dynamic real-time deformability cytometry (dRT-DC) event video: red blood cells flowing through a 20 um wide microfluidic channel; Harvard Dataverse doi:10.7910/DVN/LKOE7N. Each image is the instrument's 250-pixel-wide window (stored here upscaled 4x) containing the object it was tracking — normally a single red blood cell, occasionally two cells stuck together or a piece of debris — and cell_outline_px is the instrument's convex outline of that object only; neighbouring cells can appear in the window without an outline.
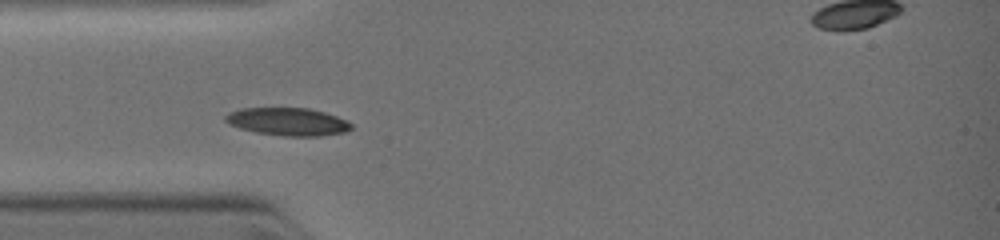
{"species": "common noctule bat (a hibernating species)", "species_latin": "Nyctalus noctula", "temperature_condition": "warm", "stored_images_in_passage": 19, "camera_frame_rate_fps": 3000, "um_per_image_px": 0.085, "animal": {"sex": "female", "body_mass_g": 19.0, "forearm_length_mm": 51.5}, "frame": {"image": 1, "passage_image": 1, "time_ms": 0.0, "image_size_px": [1000, 240], "cell_outline_px": [[352, 128], [344, 132], [320, 136], [284, 136], [256, 132], [240, 128], [228, 124], [224, 120], [224, 116], [228, 112], [240, 108], [308, 108], [324, 112], [336, 116], [352, 124]], "centroid_in_image_um": [24.42, 10.34], "position_along_channel_um": 60.6, "area_um2": 20.35}}
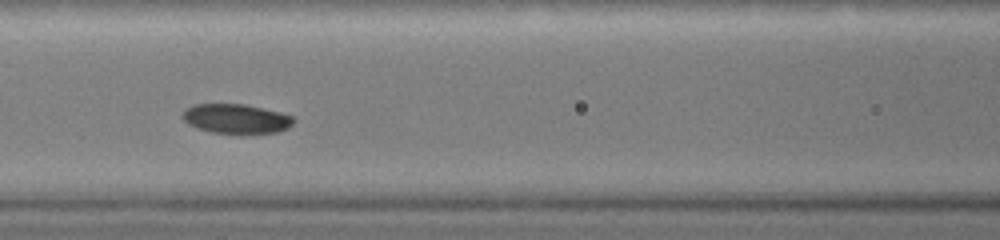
{"frame": {"image": 2, "passage_image": 11, "time_ms": 1.667, "image_size_px": [1000, 240], "cell_outline_px": [[296, 120], [288, 128], [280, 132], [212, 132], [196, 128], [188, 124], [180, 116], [180, 112], [184, 108], [192, 104], [244, 104], [280, 112], [292, 116]], "centroid_in_image_um": [20.01, 10.06], "position_along_channel_um": 146.6, "area_um2": 19.02}}
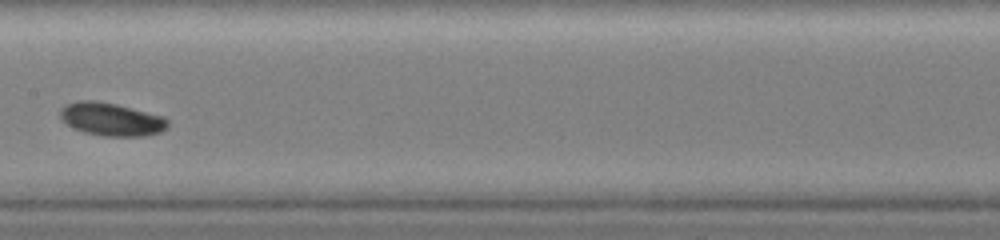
{"frame": {"image": 3, "passage_image": 16, "time_ms": 2.667, "image_size_px": [1000, 240], "cell_outline_px": [[168, 128], [160, 132], [144, 136], [104, 136], [84, 132], [72, 128], [60, 120], [60, 108], [68, 104], [80, 100], [92, 100], [116, 104], [164, 116], [168, 120]], "centroid_in_image_um": [9.46, 10.14], "position_along_channel_um": 197.9, "area_um2": 20.81}}